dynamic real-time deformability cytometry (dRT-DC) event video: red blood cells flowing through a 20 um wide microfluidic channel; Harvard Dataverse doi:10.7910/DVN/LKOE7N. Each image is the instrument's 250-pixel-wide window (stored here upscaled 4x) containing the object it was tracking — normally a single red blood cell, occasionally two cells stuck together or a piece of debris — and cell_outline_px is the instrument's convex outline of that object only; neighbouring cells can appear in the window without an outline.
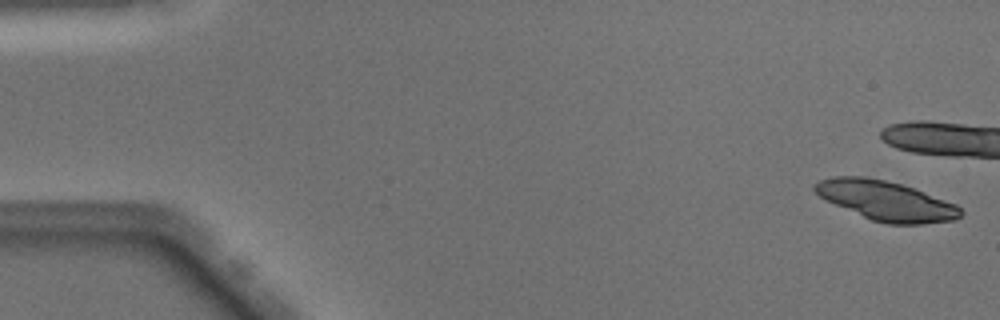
{"species": "Egyptian fruit bat (a non-hibernating species)", "species_latin": "Rousettus aegyptiacus", "temperature_condition": "warm", "stored_images_in_passage": 11, "camera_frame_rate_fps": 3000, "um_per_image_px": 0.085, "animal": {"sex": "male"}, "frame": {"image": 1, "passage_image": 1, "time_ms": 0.0, "image_size_px": [1000, 320], "cell_outline_px": [[964, 212], [956, 220], [920, 224], [888, 224], [872, 220], [836, 204], [820, 196], [812, 188], [812, 184], [820, 180], [832, 176], [864, 176], [884, 180], [900, 184], [924, 192], [956, 204]], "centroid_in_image_um": [75.32, 17.05], "position_along_channel_um": 9.7, "area_um2": 33.23}}